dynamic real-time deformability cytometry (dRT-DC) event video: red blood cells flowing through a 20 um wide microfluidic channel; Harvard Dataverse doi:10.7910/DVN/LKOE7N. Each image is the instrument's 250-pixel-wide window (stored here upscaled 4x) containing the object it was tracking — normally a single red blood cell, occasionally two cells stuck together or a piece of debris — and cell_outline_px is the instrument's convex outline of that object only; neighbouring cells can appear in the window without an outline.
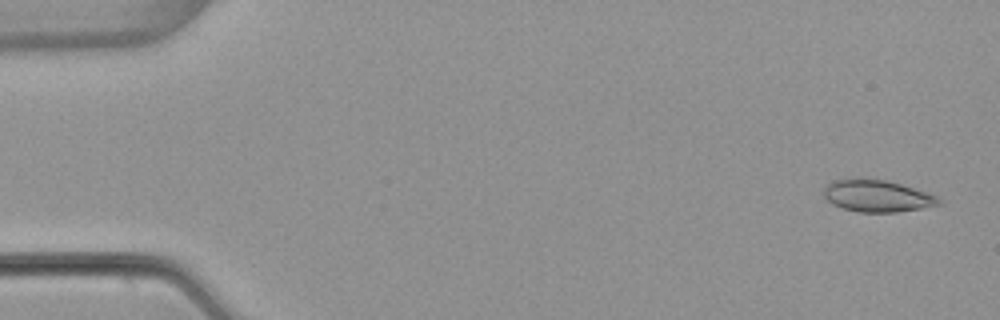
{"species": "common noctule bat (a hibernating species)", "species_latin": "Nyctalus noctula", "temperature_condition": "warm", "stored_images_in_passage": 53, "camera_frame_rate_fps": 3000, "um_per_image_px": 0.085, "animal": {"sex": "female", "body_mass_g": 22.7, "forearm_length_mm": 54.2}, "frame": {"image": 1, "passage_image": 2, "time_ms": 0.333, "image_size_px": [1000, 320], "cell_outline_px": [[944, 204], [896, 212], [856, 212], [832, 204], [824, 196], [824, 188], [832, 180], [856, 176], [860, 176], [884, 180], [900, 184], [936, 196]], "centroid_in_image_um": [74.49, 16.63], "position_along_channel_um": 10.5, "area_um2": 21.56}}
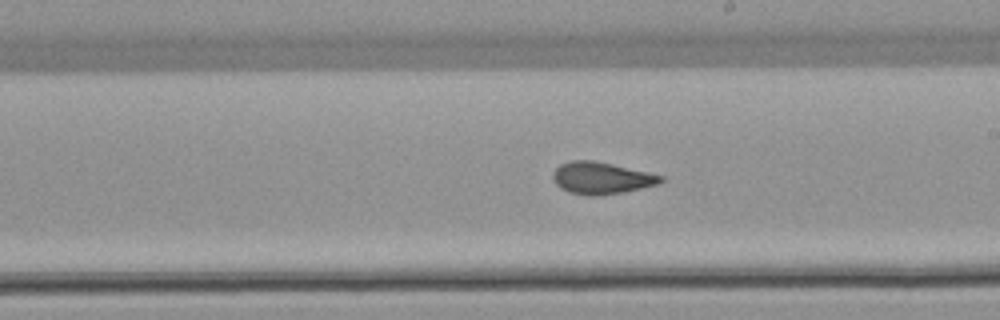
{"frame": {"image": 2, "passage_image": 30, "time_ms": 9.667, "image_size_px": [1000, 320], "cell_outline_px": [[664, 180], [660, 184], [624, 192], [596, 196], [592, 196], [568, 192], [560, 188], [556, 184], [552, 176], [552, 172], [560, 164], [572, 160], [592, 160], [612, 164], [648, 172], [664, 176]], "centroid_in_image_um": [51.12, 15.14], "position_along_channel_um": 237.9, "area_um2": 20.17}}
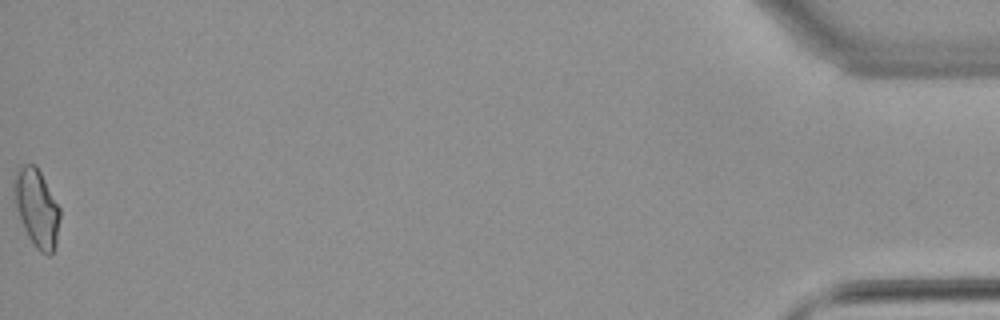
{"frame": {"image": 3, "passage_image": 53, "time_ms": 17.333, "image_size_px": [1000, 320], "cell_outline_px": [[60, 216], [56, 244], [52, 252], [48, 256], [40, 252], [32, 244], [20, 220], [16, 208], [12, 188], [12, 180], [16, 168], [24, 164], [36, 164], [60, 208]], "centroid_in_image_um": [3.09, 17.64], "position_along_channel_um": 432.1, "area_um2": 21.1}, "authors_computed_cell_mechanics": {"area_um2": 19.9988, "velocity_mm_per_s": 3.8592, "shape_relaxation_time_tau1_ms": null, "shape_relaxation_time_tau2_ms": 2.0805, "deformation_change_tau1": null, "deformation_change_tau2": 0.0542}}